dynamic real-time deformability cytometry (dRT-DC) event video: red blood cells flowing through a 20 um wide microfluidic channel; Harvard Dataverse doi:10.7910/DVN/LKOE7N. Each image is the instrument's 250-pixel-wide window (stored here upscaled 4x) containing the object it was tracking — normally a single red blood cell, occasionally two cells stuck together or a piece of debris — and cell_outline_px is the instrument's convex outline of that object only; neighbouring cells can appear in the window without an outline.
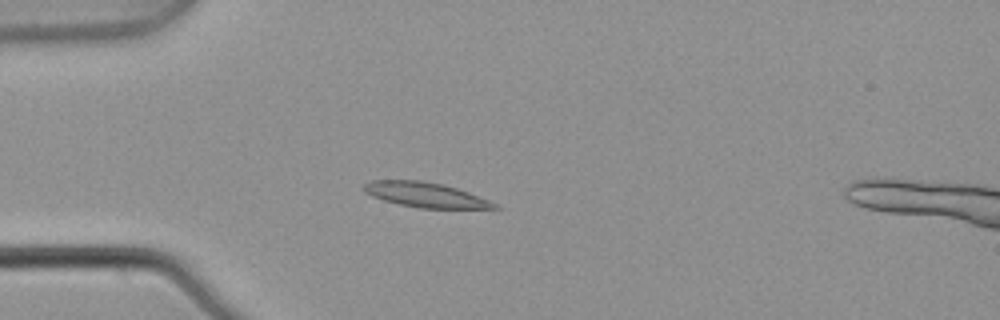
{"species": "common noctule bat (a hibernating species)", "species_latin": "Nyctalus noctula", "temperature_condition": "warm", "stored_images_in_passage": 3, "camera_frame_rate_fps": 3000, "um_per_image_px": 0.085, "animal": {"sex": "male", "body_mass_g": 21.5, "forearm_length_mm": 52.0}, "frame": {"image": 1, "passage_image": 3, "time_ms": 0.667, "image_size_px": [1000, 320], "cell_outline_px": [[500, 208], [420, 208], [400, 204], [384, 200], [372, 196], [364, 192], [360, 188], [364, 184], [372, 180], [420, 180], [444, 184], [468, 192], [488, 200], [496, 204]], "centroid_in_image_um": [36.1, 16.54], "position_along_channel_um": 48.9, "area_um2": 18.79}}